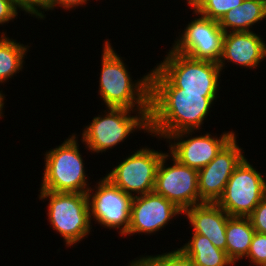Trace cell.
Segmentation results:
<instances>
[{
  "mask_svg": "<svg viewBox=\"0 0 266 266\" xmlns=\"http://www.w3.org/2000/svg\"><path fill=\"white\" fill-rule=\"evenodd\" d=\"M163 155V152L155 151L147 146L140 148L126 157L105 177L133 197L153 192L156 171Z\"/></svg>",
  "mask_w": 266,
  "mask_h": 266,
  "instance_id": "cell-9",
  "label": "cell"
},
{
  "mask_svg": "<svg viewBox=\"0 0 266 266\" xmlns=\"http://www.w3.org/2000/svg\"><path fill=\"white\" fill-rule=\"evenodd\" d=\"M255 232L266 234V196L248 216Z\"/></svg>",
  "mask_w": 266,
  "mask_h": 266,
  "instance_id": "cell-25",
  "label": "cell"
},
{
  "mask_svg": "<svg viewBox=\"0 0 266 266\" xmlns=\"http://www.w3.org/2000/svg\"><path fill=\"white\" fill-rule=\"evenodd\" d=\"M104 42L98 91L100 98L107 107L150 111L151 73L137 82L133 81L121 56L114 51L108 39Z\"/></svg>",
  "mask_w": 266,
  "mask_h": 266,
  "instance_id": "cell-2",
  "label": "cell"
},
{
  "mask_svg": "<svg viewBox=\"0 0 266 266\" xmlns=\"http://www.w3.org/2000/svg\"><path fill=\"white\" fill-rule=\"evenodd\" d=\"M154 266H197L180 248L174 251L145 256Z\"/></svg>",
  "mask_w": 266,
  "mask_h": 266,
  "instance_id": "cell-22",
  "label": "cell"
},
{
  "mask_svg": "<svg viewBox=\"0 0 266 266\" xmlns=\"http://www.w3.org/2000/svg\"><path fill=\"white\" fill-rule=\"evenodd\" d=\"M14 3L17 10L21 9L25 13L31 16L34 15L37 19L40 18L42 20L45 18L44 11L50 10V0H14Z\"/></svg>",
  "mask_w": 266,
  "mask_h": 266,
  "instance_id": "cell-24",
  "label": "cell"
},
{
  "mask_svg": "<svg viewBox=\"0 0 266 266\" xmlns=\"http://www.w3.org/2000/svg\"><path fill=\"white\" fill-rule=\"evenodd\" d=\"M225 234L226 254L235 265L247 256L255 230L248 217L230 216Z\"/></svg>",
  "mask_w": 266,
  "mask_h": 266,
  "instance_id": "cell-18",
  "label": "cell"
},
{
  "mask_svg": "<svg viewBox=\"0 0 266 266\" xmlns=\"http://www.w3.org/2000/svg\"><path fill=\"white\" fill-rule=\"evenodd\" d=\"M94 187L96 189L90 187L87 192L90 220L93 217V220L96 219L98 224L109 230L116 228L120 230V236L125 237L134 197L126 194L106 177L101 178Z\"/></svg>",
  "mask_w": 266,
  "mask_h": 266,
  "instance_id": "cell-8",
  "label": "cell"
},
{
  "mask_svg": "<svg viewBox=\"0 0 266 266\" xmlns=\"http://www.w3.org/2000/svg\"><path fill=\"white\" fill-rule=\"evenodd\" d=\"M171 156L172 166H166ZM154 192L173 202L182 211L204 203L198 191V170L190 168L165 153L156 171Z\"/></svg>",
  "mask_w": 266,
  "mask_h": 266,
  "instance_id": "cell-10",
  "label": "cell"
},
{
  "mask_svg": "<svg viewBox=\"0 0 266 266\" xmlns=\"http://www.w3.org/2000/svg\"><path fill=\"white\" fill-rule=\"evenodd\" d=\"M192 238L180 249L190 257L197 266H233L226 251L215 247L205 236L192 233Z\"/></svg>",
  "mask_w": 266,
  "mask_h": 266,
  "instance_id": "cell-19",
  "label": "cell"
},
{
  "mask_svg": "<svg viewBox=\"0 0 266 266\" xmlns=\"http://www.w3.org/2000/svg\"><path fill=\"white\" fill-rule=\"evenodd\" d=\"M106 109L104 115L93 117L92 122L82 131V143L90 152L99 153L113 149L137 129L150 134V111H135L124 107H106ZM133 111L138 115L131 116Z\"/></svg>",
  "mask_w": 266,
  "mask_h": 266,
  "instance_id": "cell-5",
  "label": "cell"
},
{
  "mask_svg": "<svg viewBox=\"0 0 266 266\" xmlns=\"http://www.w3.org/2000/svg\"><path fill=\"white\" fill-rule=\"evenodd\" d=\"M187 24L173 43V50L196 60L218 63L222 53L224 31L219 22L202 15Z\"/></svg>",
  "mask_w": 266,
  "mask_h": 266,
  "instance_id": "cell-11",
  "label": "cell"
},
{
  "mask_svg": "<svg viewBox=\"0 0 266 266\" xmlns=\"http://www.w3.org/2000/svg\"><path fill=\"white\" fill-rule=\"evenodd\" d=\"M189 224L193 227V233L207 237L212 244L226 251V227L230 217L216 203L204 202L183 211Z\"/></svg>",
  "mask_w": 266,
  "mask_h": 266,
  "instance_id": "cell-16",
  "label": "cell"
},
{
  "mask_svg": "<svg viewBox=\"0 0 266 266\" xmlns=\"http://www.w3.org/2000/svg\"><path fill=\"white\" fill-rule=\"evenodd\" d=\"M17 11L14 0H0V25L17 18Z\"/></svg>",
  "mask_w": 266,
  "mask_h": 266,
  "instance_id": "cell-26",
  "label": "cell"
},
{
  "mask_svg": "<svg viewBox=\"0 0 266 266\" xmlns=\"http://www.w3.org/2000/svg\"><path fill=\"white\" fill-rule=\"evenodd\" d=\"M150 73L151 88H179L193 93H217L220 88L218 63L196 60L172 48Z\"/></svg>",
  "mask_w": 266,
  "mask_h": 266,
  "instance_id": "cell-3",
  "label": "cell"
},
{
  "mask_svg": "<svg viewBox=\"0 0 266 266\" xmlns=\"http://www.w3.org/2000/svg\"><path fill=\"white\" fill-rule=\"evenodd\" d=\"M217 95L183 92L179 88H151L150 135L166 139L181 131L200 130Z\"/></svg>",
  "mask_w": 266,
  "mask_h": 266,
  "instance_id": "cell-1",
  "label": "cell"
},
{
  "mask_svg": "<svg viewBox=\"0 0 266 266\" xmlns=\"http://www.w3.org/2000/svg\"><path fill=\"white\" fill-rule=\"evenodd\" d=\"M266 18V1L243 0L227 12L219 21L220 28L226 32H251L252 25ZM229 29V30H228Z\"/></svg>",
  "mask_w": 266,
  "mask_h": 266,
  "instance_id": "cell-17",
  "label": "cell"
},
{
  "mask_svg": "<svg viewBox=\"0 0 266 266\" xmlns=\"http://www.w3.org/2000/svg\"><path fill=\"white\" fill-rule=\"evenodd\" d=\"M263 176L245 157L233 171L216 204L229 216L248 217L266 196Z\"/></svg>",
  "mask_w": 266,
  "mask_h": 266,
  "instance_id": "cell-7",
  "label": "cell"
},
{
  "mask_svg": "<svg viewBox=\"0 0 266 266\" xmlns=\"http://www.w3.org/2000/svg\"><path fill=\"white\" fill-rule=\"evenodd\" d=\"M130 265L128 266H154L145 256L136 258L129 262Z\"/></svg>",
  "mask_w": 266,
  "mask_h": 266,
  "instance_id": "cell-28",
  "label": "cell"
},
{
  "mask_svg": "<svg viewBox=\"0 0 266 266\" xmlns=\"http://www.w3.org/2000/svg\"><path fill=\"white\" fill-rule=\"evenodd\" d=\"M179 214H183L181 209L154 191L135 196L131 206L130 224L125 236L135 233H145V235L156 233Z\"/></svg>",
  "mask_w": 266,
  "mask_h": 266,
  "instance_id": "cell-14",
  "label": "cell"
},
{
  "mask_svg": "<svg viewBox=\"0 0 266 266\" xmlns=\"http://www.w3.org/2000/svg\"><path fill=\"white\" fill-rule=\"evenodd\" d=\"M256 266H266V264H257Z\"/></svg>",
  "mask_w": 266,
  "mask_h": 266,
  "instance_id": "cell-31",
  "label": "cell"
},
{
  "mask_svg": "<svg viewBox=\"0 0 266 266\" xmlns=\"http://www.w3.org/2000/svg\"><path fill=\"white\" fill-rule=\"evenodd\" d=\"M192 132L194 133V130L181 131L169 135L166 139L169 140L170 154L180 163L196 170L209 164L236 135L232 130L222 133L219 138L210 133L192 137ZM184 136L189 138L185 139Z\"/></svg>",
  "mask_w": 266,
  "mask_h": 266,
  "instance_id": "cell-12",
  "label": "cell"
},
{
  "mask_svg": "<svg viewBox=\"0 0 266 266\" xmlns=\"http://www.w3.org/2000/svg\"><path fill=\"white\" fill-rule=\"evenodd\" d=\"M187 1V4L189 5V6H191L196 0H186Z\"/></svg>",
  "mask_w": 266,
  "mask_h": 266,
  "instance_id": "cell-30",
  "label": "cell"
},
{
  "mask_svg": "<svg viewBox=\"0 0 266 266\" xmlns=\"http://www.w3.org/2000/svg\"><path fill=\"white\" fill-rule=\"evenodd\" d=\"M246 259L250 264H266V234L255 232Z\"/></svg>",
  "mask_w": 266,
  "mask_h": 266,
  "instance_id": "cell-23",
  "label": "cell"
},
{
  "mask_svg": "<svg viewBox=\"0 0 266 266\" xmlns=\"http://www.w3.org/2000/svg\"><path fill=\"white\" fill-rule=\"evenodd\" d=\"M76 134L45 154V168L40 190L87 193L90 184L80 154Z\"/></svg>",
  "mask_w": 266,
  "mask_h": 266,
  "instance_id": "cell-4",
  "label": "cell"
},
{
  "mask_svg": "<svg viewBox=\"0 0 266 266\" xmlns=\"http://www.w3.org/2000/svg\"><path fill=\"white\" fill-rule=\"evenodd\" d=\"M266 58V43L260 35L251 32H226L222 40V53L218 61L221 71L225 62L246 68H257Z\"/></svg>",
  "mask_w": 266,
  "mask_h": 266,
  "instance_id": "cell-15",
  "label": "cell"
},
{
  "mask_svg": "<svg viewBox=\"0 0 266 266\" xmlns=\"http://www.w3.org/2000/svg\"><path fill=\"white\" fill-rule=\"evenodd\" d=\"M0 36V83L2 84L23 69L25 55L30 46L6 37L4 32Z\"/></svg>",
  "mask_w": 266,
  "mask_h": 266,
  "instance_id": "cell-20",
  "label": "cell"
},
{
  "mask_svg": "<svg viewBox=\"0 0 266 266\" xmlns=\"http://www.w3.org/2000/svg\"><path fill=\"white\" fill-rule=\"evenodd\" d=\"M89 0H50V10H54L57 6L64 8L65 10L74 9V7L83 6Z\"/></svg>",
  "mask_w": 266,
  "mask_h": 266,
  "instance_id": "cell-27",
  "label": "cell"
},
{
  "mask_svg": "<svg viewBox=\"0 0 266 266\" xmlns=\"http://www.w3.org/2000/svg\"><path fill=\"white\" fill-rule=\"evenodd\" d=\"M243 0H196L190 7L194 14L220 21L231 9L240 6Z\"/></svg>",
  "mask_w": 266,
  "mask_h": 266,
  "instance_id": "cell-21",
  "label": "cell"
},
{
  "mask_svg": "<svg viewBox=\"0 0 266 266\" xmlns=\"http://www.w3.org/2000/svg\"><path fill=\"white\" fill-rule=\"evenodd\" d=\"M39 199H49L48 222L63 237L66 246L76 245L92 229L87 193L40 190Z\"/></svg>",
  "mask_w": 266,
  "mask_h": 266,
  "instance_id": "cell-6",
  "label": "cell"
},
{
  "mask_svg": "<svg viewBox=\"0 0 266 266\" xmlns=\"http://www.w3.org/2000/svg\"><path fill=\"white\" fill-rule=\"evenodd\" d=\"M235 135L202 169L198 170V191L203 202L216 203L235 168L245 158Z\"/></svg>",
  "mask_w": 266,
  "mask_h": 266,
  "instance_id": "cell-13",
  "label": "cell"
},
{
  "mask_svg": "<svg viewBox=\"0 0 266 266\" xmlns=\"http://www.w3.org/2000/svg\"><path fill=\"white\" fill-rule=\"evenodd\" d=\"M2 90L0 91V118L3 116V108H4V99H5V95L1 93Z\"/></svg>",
  "mask_w": 266,
  "mask_h": 266,
  "instance_id": "cell-29",
  "label": "cell"
}]
</instances>
